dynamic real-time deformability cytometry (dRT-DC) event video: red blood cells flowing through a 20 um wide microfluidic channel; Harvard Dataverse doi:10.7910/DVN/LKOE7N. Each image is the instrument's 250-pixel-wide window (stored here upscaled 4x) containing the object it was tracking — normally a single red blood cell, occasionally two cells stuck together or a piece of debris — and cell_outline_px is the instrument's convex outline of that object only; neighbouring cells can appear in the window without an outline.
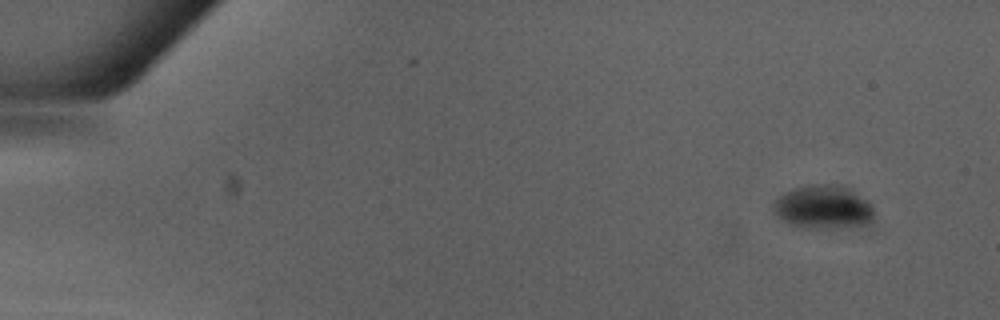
{"species": "Egyptian fruit bat (a non-hibernating species)", "species_latin": "Rousettus aegyptiacus", "temperature_condition": "warm", "stored_images_in_passage": 35, "camera_frame_rate_fps": 3000, "um_per_image_px": 0.085, "animal": {"sex": "male"}, "frame": {"image": 1, "passage_image": 1, "time_ms": 0.0, "image_size_px": [1000, 320], "cell_outline_px": [[876, 212], [872, 220], [868, 224], [848, 228], [804, 228], [788, 224], [772, 208], [772, 204], [784, 192], [792, 188], [812, 184], [844, 184], [852, 188], [868, 200], [872, 204]], "centroid_in_image_um": [70.06, 17.59], "position_along_channel_um": 14.9, "area_um2": 26.3}}
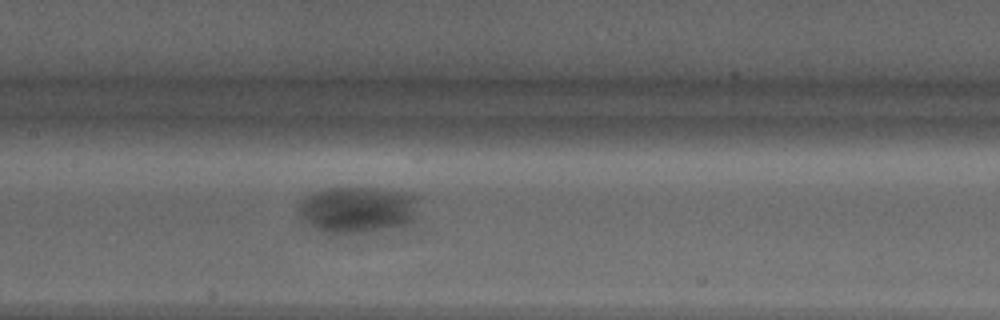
{"frame": {"image": 2, "passage_image": 22, "time_ms": 7.0, "image_size_px": [1000, 320], "cell_outline_px": [[412, 220], [404, 224], [360, 232], [324, 232], [316, 228], [304, 216], [300, 204], [308, 196], [316, 192], [332, 188], [364, 188], [404, 192], [412, 196]], "centroid_in_image_um": [30.34, 17.8], "position_along_channel_um": 177.1, "area_um2": 29.94}}
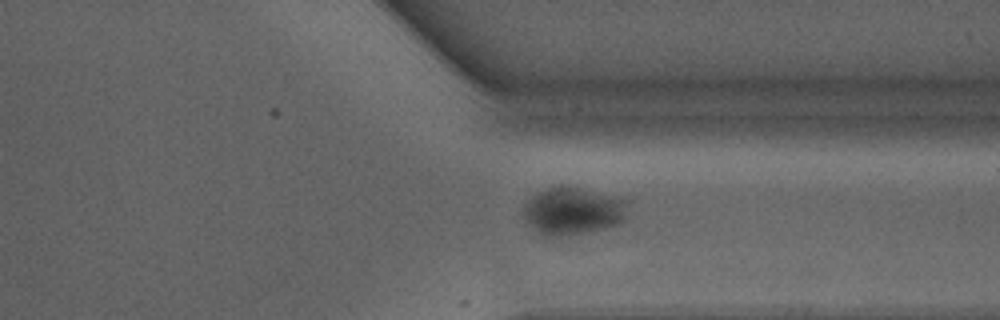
{"frame": {"image": 3, "passage_image": 35, "time_ms": 11.333, "image_size_px": [1000, 320], "cell_outline_px": [[624, 220], [620, 224], [604, 228], [568, 236], [544, 236], [524, 220], [524, 208], [528, 200], [532, 196], [548, 188], [560, 184], [564, 184], [616, 196], [624, 200]], "centroid_in_image_um": [48.66, 17.93], "position_along_channel_um": 362.7, "area_um2": 28.67}}